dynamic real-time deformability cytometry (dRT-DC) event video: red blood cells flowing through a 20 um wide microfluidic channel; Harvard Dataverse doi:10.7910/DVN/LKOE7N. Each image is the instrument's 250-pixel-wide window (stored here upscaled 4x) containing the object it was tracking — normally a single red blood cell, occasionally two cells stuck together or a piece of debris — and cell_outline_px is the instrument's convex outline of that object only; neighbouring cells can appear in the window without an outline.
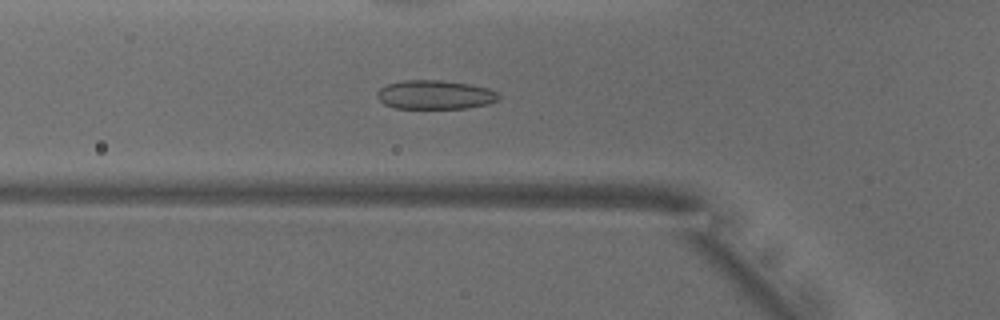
{"species": "common noctule bat (a hibernating species)", "species_latin": "Nyctalus noctula", "temperature_condition": "warm", "stored_images_in_passage": 44, "camera_frame_rate_fps": 3000, "um_per_image_px": 0.085, "animal": {"sex": "male", "body_mass_g": 18.8}, "frame": {"image": 1, "passage_image": 16, "time_ms": 5.0, "image_size_px": [1000, 320], "cell_outline_px": [[500, 96], [496, 100], [488, 104], [468, 108], [396, 108], [384, 104], [376, 96], [376, 92], [380, 88], [388, 84], [404, 80], [440, 80], [472, 84], [488, 88], [500, 92]], "centroid_in_image_um": [37.0, 8.05], "position_along_channel_um": 88.8, "area_um2": 20.63}}
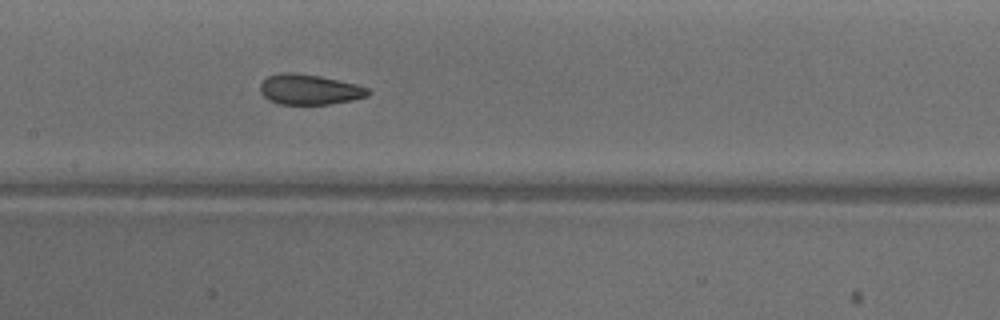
{"frame": {"image": 2, "passage_image": 23, "time_ms": 7.333, "image_size_px": [1000, 320], "cell_outline_px": [[372, 92], [368, 96], [352, 100], [332, 104], [280, 104], [268, 100], [260, 92], [260, 84], [268, 76], [280, 72], [296, 72], [320, 76], [356, 84], [368, 88]], "centroid_in_image_um": [26.3, 7.6], "position_along_channel_um": 181.1, "area_um2": 19.19}}
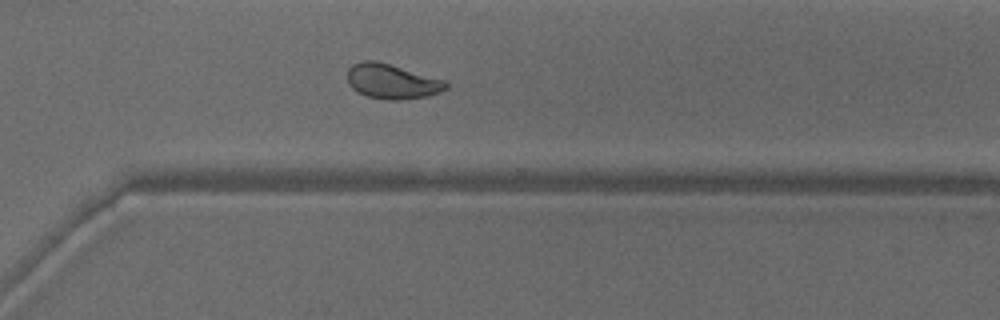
{"frame": {"image": 3, "passage_image": 35, "time_ms": 11.333, "image_size_px": [1000, 320], "cell_outline_px": [[448, 88], [440, 92], [428, 96], [396, 100], [388, 100], [368, 96], [352, 88], [348, 84], [348, 68], [352, 64], [364, 60], [376, 60], [444, 80], [448, 84]], "centroid_in_image_um": [33.31, 6.91], "position_along_channel_um": 337.3, "area_um2": 19.83}, "authors_computed_cell_mechanics": {"area_um2": 19.7676, "velocity_mm_per_s": 3.9164, "shape_relaxation_time_tau1_ms": 9.3142, "shape_relaxation_time_tau2_ms": 0.9344, "deformation_change_tau1": 0.1982, "deformation_change_tau2": 0.0507}}